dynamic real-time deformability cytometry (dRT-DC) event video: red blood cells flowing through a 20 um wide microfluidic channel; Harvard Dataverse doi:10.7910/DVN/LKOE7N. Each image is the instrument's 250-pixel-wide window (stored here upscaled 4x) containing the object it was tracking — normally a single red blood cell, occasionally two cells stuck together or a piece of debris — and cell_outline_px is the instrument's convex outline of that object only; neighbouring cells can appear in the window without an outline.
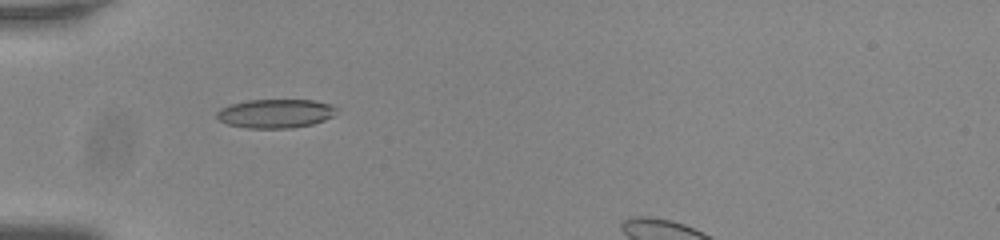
{"species": "common noctule bat (a hibernating species)", "species_latin": "Nyctalus noctula", "temperature_condition": "room temperature", "stored_images_in_passage": 35, "camera_frame_rate_fps": 3000, "um_per_image_px": 0.085, "animal": {"sex": "male", "body_mass_g": 20.0, "forearm_length_mm": 53.3}, "frame": {"image": 1, "passage_image": 1, "time_ms": 0.0, "image_size_px": [1000, 240], "cell_outline_px": [[336, 108], [332, 116], [324, 120], [312, 124], [292, 128], [248, 128], [228, 124], [220, 120], [216, 116], [216, 112], [220, 108], [232, 104], [248, 100], [312, 100], [332, 104]], "centroid_in_image_um": [23.4, 9.65], "position_along_channel_um": 61.6, "area_um2": 20.0}}
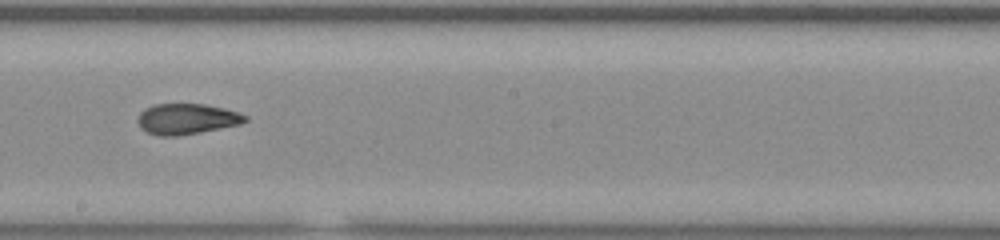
{"frame": {"image": 2, "passage_image": 15, "time_ms": 4.667, "image_size_px": [1000, 240], "cell_outline_px": [[248, 120], [240, 124], [180, 136], [156, 136], [140, 128], [136, 120], [140, 112], [144, 108], [156, 104], [204, 104], [224, 108], [240, 112], [248, 116]], "centroid_in_image_um": [15.86, 10.11], "position_along_channel_um": 232.3, "area_um2": 19.42}}
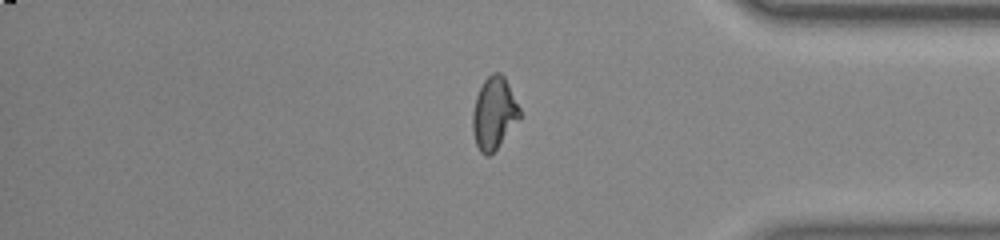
{"frame": {"image": 3, "passage_image": 29, "time_ms": 9.333, "image_size_px": [1000, 240], "cell_outline_px": [[520, 116], [496, 148], [488, 156], [484, 156], [480, 152], [476, 144], [472, 132], [472, 112], [476, 96], [484, 80], [492, 72], [500, 72], [504, 76], [520, 108]], "centroid_in_image_um": [41.95, 9.6], "position_along_channel_um": 393.2, "area_um2": 19.48}}